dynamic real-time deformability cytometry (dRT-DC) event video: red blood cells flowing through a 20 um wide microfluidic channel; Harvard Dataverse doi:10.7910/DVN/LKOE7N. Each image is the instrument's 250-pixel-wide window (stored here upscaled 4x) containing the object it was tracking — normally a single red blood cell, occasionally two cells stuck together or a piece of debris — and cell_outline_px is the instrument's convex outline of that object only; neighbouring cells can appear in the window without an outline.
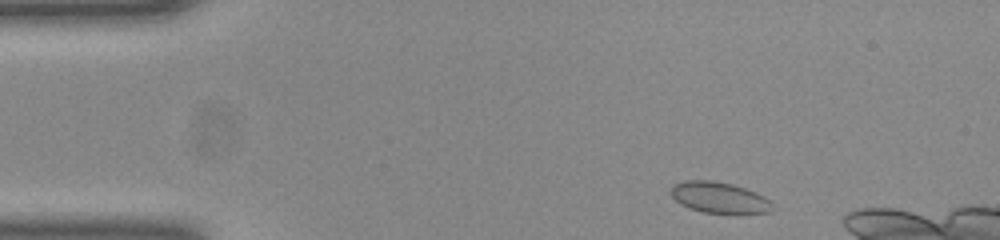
{"species": "common noctule bat (a hibernating species)", "species_latin": "Nyctalus noctula", "temperature_condition": "room temperature", "stored_images_in_passage": 7, "camera_frame_rate_fps": 3000, "um_per_image_px": 0.085, "animal": {"sex": "female", "body_mass_g": 23.0, "forearm_length_mm": 53.4}, "frame": {"image": 1, "passage_image": 2, "time_ms": 0.333, "image_size_px": [1000, 240], "cell_outline_px": [[768, 212], [704, 212], [680, 204], [668, 192], [676, 184], [684, 180], [712, 180], [732, 184], [744, 188], [764, 196], [768, 200]], "centroid_in_image_um": [61.03, 16.75], "position_along_channel_um": 24.0, "area_um2": 17.57}}